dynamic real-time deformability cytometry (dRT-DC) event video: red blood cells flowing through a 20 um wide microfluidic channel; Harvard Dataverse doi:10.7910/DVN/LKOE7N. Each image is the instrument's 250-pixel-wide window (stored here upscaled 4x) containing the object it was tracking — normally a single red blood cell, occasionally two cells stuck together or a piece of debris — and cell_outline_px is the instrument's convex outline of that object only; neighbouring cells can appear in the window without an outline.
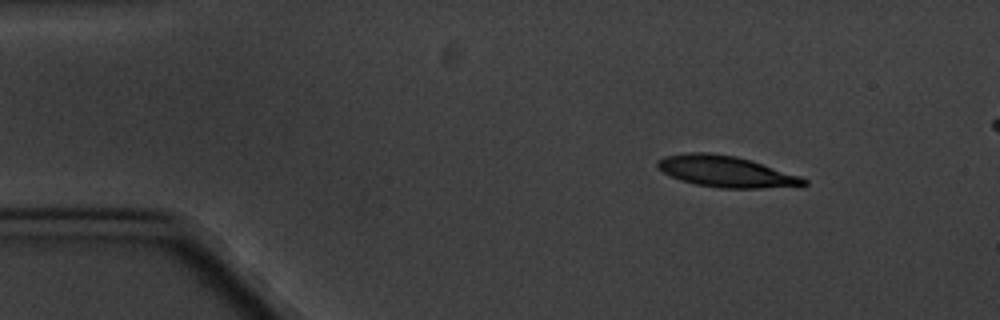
{"species": "common noctule bat (a hibernating species)", "species_latin": "Nyctalus noctula", "temperature_condition": "cold", "stored_images_in_passage": 4, "camera_frame_rate_fps": 3000, "um_per_image_px": 0.085, "animal": {"sex": "male", "body_mass_g": 20.1, "forearm_length_mm": 53.5}, "frame": {"image": 1, "passage_image": 1, "time_ms": 0.0, "image_size_px": [1000, 320], "cell_outline_px": [[808, 184], [800, 188], [720, 188], [696, 184], [680, 180], [656, 168], [656, 160], [664, 156], [688, 152], [704, 152], [736, 156], [752, 160], [800, 176], [808, 180]], "centroid_in_image_um": [61.77, 14.59], "position_along_channel_um": 23.2, "area_um2": 27.05}}